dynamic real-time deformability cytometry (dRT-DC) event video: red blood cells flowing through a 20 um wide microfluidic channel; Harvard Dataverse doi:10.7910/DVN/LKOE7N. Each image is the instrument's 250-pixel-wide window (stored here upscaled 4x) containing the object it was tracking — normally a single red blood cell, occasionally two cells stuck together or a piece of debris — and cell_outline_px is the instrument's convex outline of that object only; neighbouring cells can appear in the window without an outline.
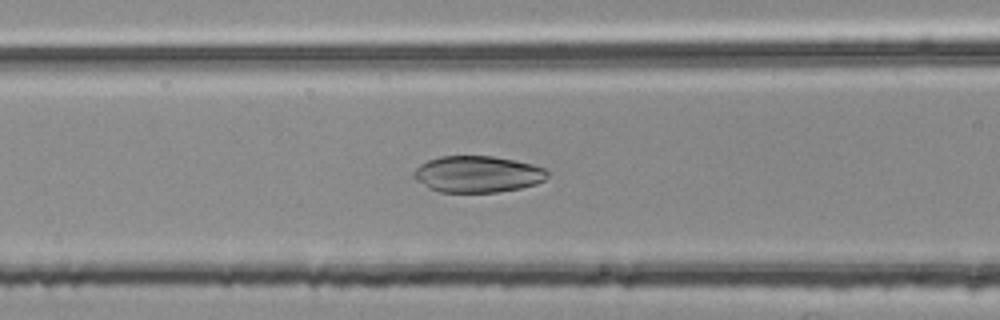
{"species": "common noctule bat (a hibernating species)", "species_latin": "Nyctalus noctula", "temperature_condition": "room temperature", "stored_images_in_passage": 36, "camera_frame_rate_fps": 3000, "um_per_image_px": 0.085, "animal": {"sex": "female", "body_mass_g": 25.1}, "frame": {"image": 1, "passage_image": 5, "time_ms": 1.333, "image_size_px": [1000, 320], "cell_outline_px": [[552, 172], [544, 180], [536, 184], [520, 188], [496, 192], [440, 192], [428, 188], [416, 180], [412, 176], [412, 172], [420, 164], [428, 160], [440, 156], [492, 156], [532, 164], [544, 168]], "centroid_in_image_um": [40.59, 14.8], "position_along_channel_um": 126.0, "area_um2": 28.55}}
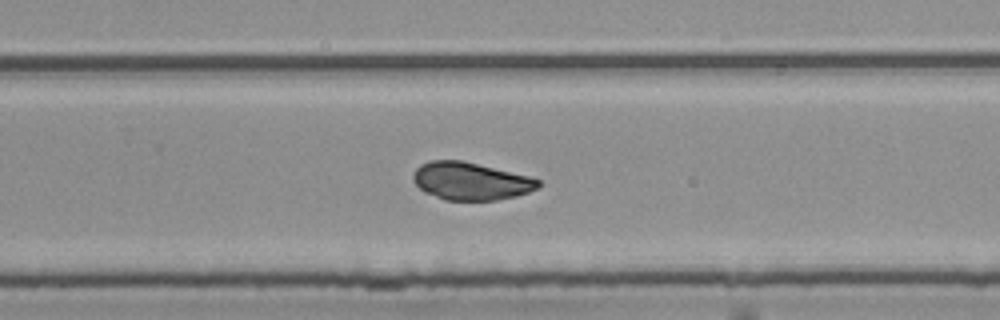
{"frame": {"image": 2, "passage_image": 18, "time_ms": 5.667, "image_size_px": [1000, 320], "cell_outline_px": [[540, 184], [536, 188], [528, 192], [516, 196], [496, 200], [444, 200], [424, 192], [416, 184], [412, 176], [416, 168], [420, 164], [432, 160], [460, 160], [528, 176], [540, 180]], "centroid_in_image_um": [39.97, 15.4], "position_along_channel_um": 289.8, "area_um2": 27.17}}
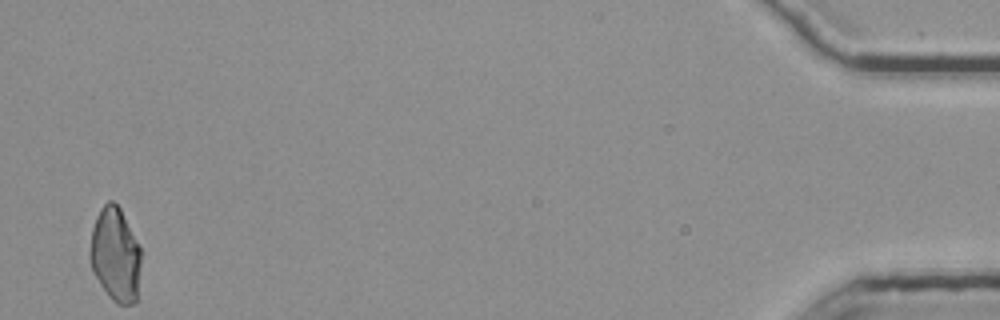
{"frame": {"image": 3, "passage_image": 36, "time_ms": 11.667, "image_size_px": [1000, 320], "cell_outline_px": [[140, 268], [136, 300], [132, 304], [116, 304], [108, 296], [92, 272], [88, 256], [88, 252], [92, 228], [96, 216], [100, 208], [108, 200], [112, 200], [120, 208], [140, 248]], "centroid_in_image_um": [9.76, 21.65], "position_along_channel_um": 425.4, "area_um2": 28.09}}